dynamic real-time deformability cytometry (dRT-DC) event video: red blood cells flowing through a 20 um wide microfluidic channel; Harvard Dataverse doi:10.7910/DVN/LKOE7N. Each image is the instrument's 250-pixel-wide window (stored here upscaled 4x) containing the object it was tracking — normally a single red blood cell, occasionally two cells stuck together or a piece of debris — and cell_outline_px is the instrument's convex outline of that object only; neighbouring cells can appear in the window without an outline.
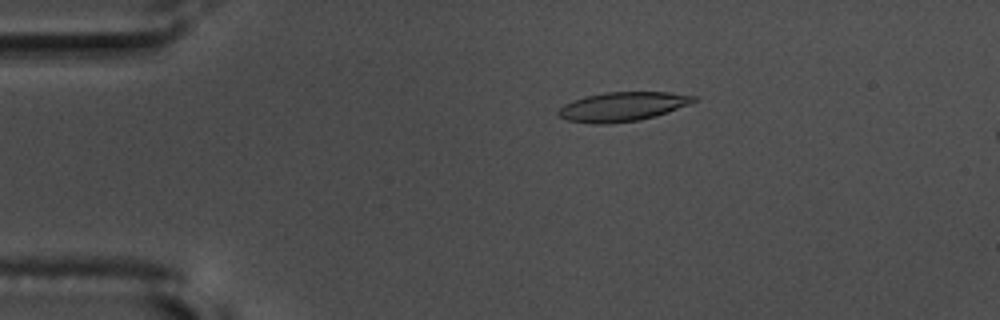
{"species": "common noctule bat (a hibernating species)", "species_latin": "Nyctalus noctula", "temperature_condition": "warm", "stored_images_in_passage": 47, "camera_frame_rate_fps": 3000, "um_per_image_px": 0.085, "animal": {"sex": "male", "body_mass_g": 17.5, "forearm_length_mm": 52.3}, "frame": {"image": 1, "passage_image": 2, "time_ms": 0.333, "image_size_px": [1000, 320], "cell_outline_px": [[696, 100], [688, 104], [668, 112], [656, 116], [640, 120], [608, 124], [592, 124], [568, 120], [560, 116], [556, 112], [564, 104], [584, 96], [604, 92], [668, 92], [696, 96]], "centroid_in_image_um": [52.89, 9.06], "position_along_channel_um": 32.1, "area_um2": 23.0}}
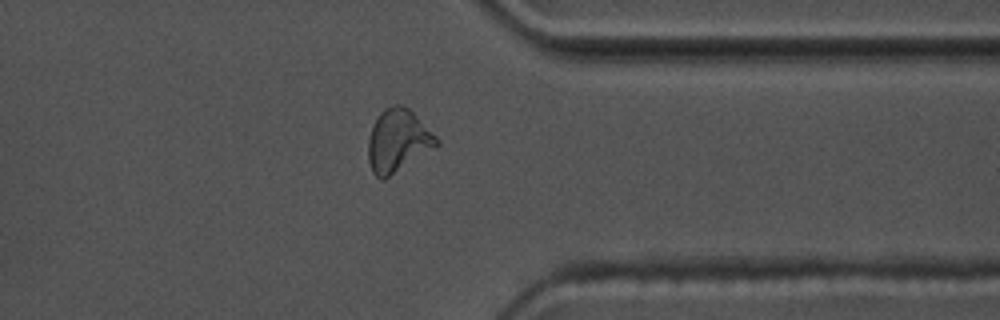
{"frame": {"image": 2, "passage_image": 35, "time_ms": 11.333, "image_size_px": [1000, 320], "cell_outline_px": [[440, 144], [436, 148], [384, 180], [380, 180], [372, 172], [368, 160], [368, 140], [372, 128], [380, 112], [384, 108], [392, 104], [404, 104], [440, 140]], "centroid_in_image_um": [33.83, 11.98], "position_along_channel_um": 377.6, "area_um2": 25.14}}
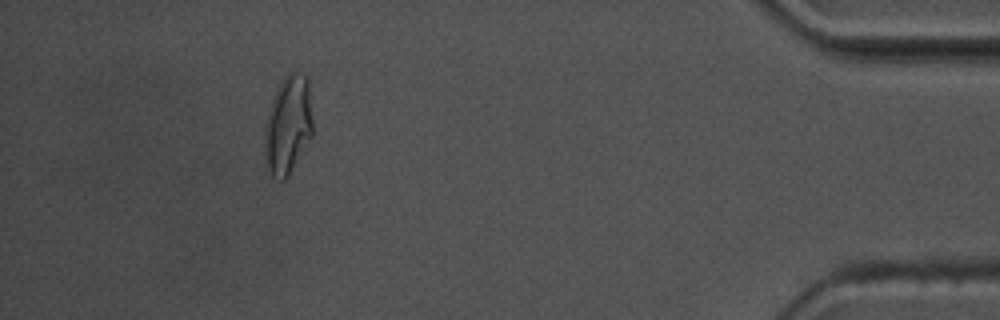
{"frame": {"image": 3, "passage_image": 42, "time_ms": 13.667, "image_size_px": [1000, 320], "cell_outline_px": [[312, 136], [288, 176], [284, 180], [280, 180], [272, 176], [268, 168], [264, 148], [264, 128], [268, 112], [276, 88], [284, 76], [288, 72], [296, 72], [304, 76], [308, 80], [312, 120]], "centroid_in_image_um": [24.47, 10.62], "position_along_channel_um": 410.7, "area_um2": 27.51}, "authors_computed_cell_mechanics": {"area_um2": 23.0622, "velocity_mm_per_s": 3.6445, "shape_relaxation_time_tau1_ms": 6.9359, "shape_relaxation_time_tau2_ms": 2.2458, "deformation_change_tau1": 0.2448, "deformation_change_tau2": 0.1097}}